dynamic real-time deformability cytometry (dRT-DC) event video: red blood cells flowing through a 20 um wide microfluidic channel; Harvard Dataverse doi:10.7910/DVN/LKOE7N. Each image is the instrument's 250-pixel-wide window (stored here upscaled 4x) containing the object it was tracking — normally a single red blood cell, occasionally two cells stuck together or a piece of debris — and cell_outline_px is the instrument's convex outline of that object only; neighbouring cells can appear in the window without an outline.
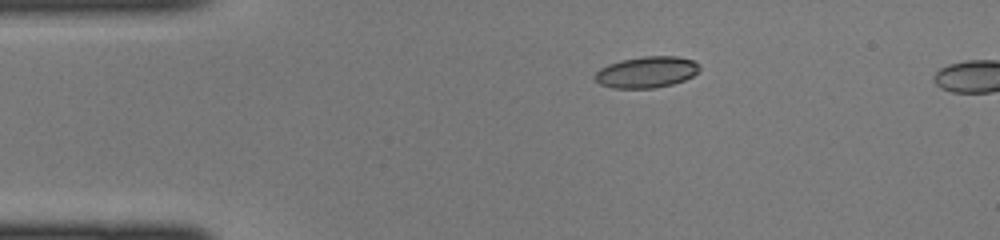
{"species": "common noctule bat (a hibernating species)", "species_latin": "Nyctalus noctula", "temperature_condition": "cold", "stored_images_in_passage": 37, "camera_frame_rate_fps": 3000, "um_per_image_px": 0.085, "animal": {"sex": "female", "body_mass_g": 22.0, "forearm_length_mm": 56.7}, "frame": {"image": 1, "passage_image": 2, "time_ms": 0.333, "image_size_px": [1000, 240], "cell_outline_px": [[700, 68], [692, 76], [684, 80], [672, 84], [656, 88], [612, 88], [600, 84], [592, 76], [600, 68], [608, 64], [620, 60], [644, 56], [676, 56], [692, 60], [700, 64]], "centroid_in_image_um": [54.93, 6.13], "position_along_channel_um": 30.1, "area_um2": 19.13}}
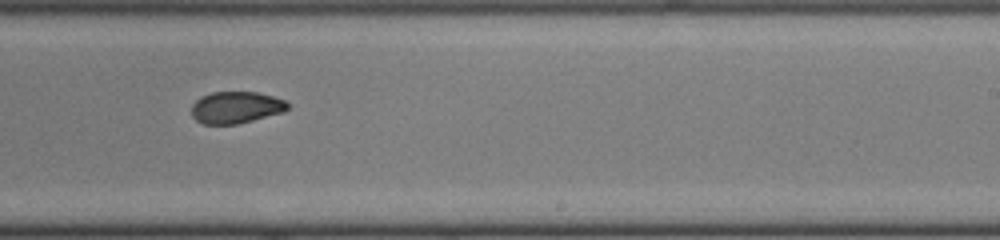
{"frame": {"image": 2, "passage_image": 21, "time_ms": 6.667, "image_size_px": [1000, 240], "cell_outline_px": [[288, 108], [284, 112], [236, 124], [204, 124], [196, 120], [192, 116], [192, 104], [200, 96], [212, 92], [256, 92], [272, 96], [284, 100], [288, 104]], "centroid_in_image_um": [20.03, 9.13], "position_along_channel_um": 269.0, "area_um2": 17.74}}
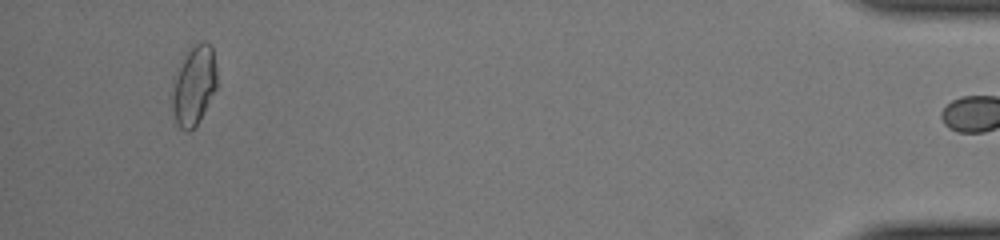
{"frame": {"image": 3, "passage_image": 36, "time_ms": 11.667, "image_size_px": [1000, 240], "cell_outline_px": [[216, 88], [200, 120], [188, 132], [184, 132], [176, 124], [172, 108], [172, 92], [188, 44], [204, 40], [212, 44], [216, 68]], "centroid_in_image_um": [16.5, 7.22], "position_along_channel_um": 418.7, "area_um2": 20.75}}